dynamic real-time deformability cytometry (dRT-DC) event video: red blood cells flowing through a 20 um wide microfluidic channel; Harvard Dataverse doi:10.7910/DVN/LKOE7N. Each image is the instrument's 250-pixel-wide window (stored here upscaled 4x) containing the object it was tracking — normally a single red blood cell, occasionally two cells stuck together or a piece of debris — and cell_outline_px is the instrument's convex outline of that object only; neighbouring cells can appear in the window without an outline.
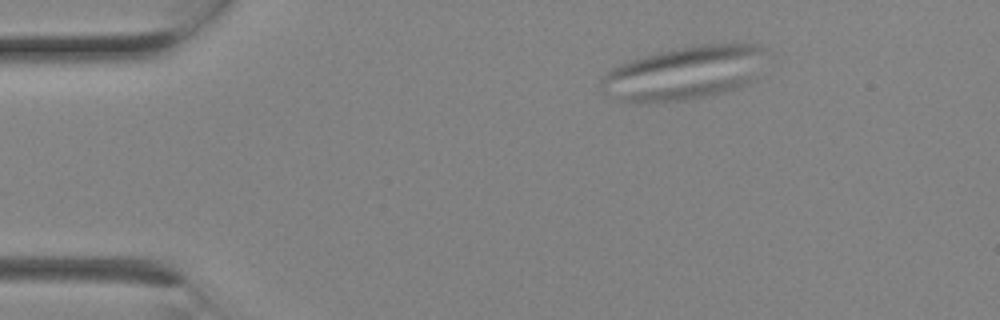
{"species": "Egyptian fruit bat (a non-hibernating species)", "species_latin": "Rousettus aegyptiacus", "temperature_condition": "room temperature", "stored_images_in_passage": 1, "camera_frame_rate_fps": 3000, "um_per_image_px": 0.085, "animal": {"sex": "female"}, "frame": {"image": 1, "passage_image": 1, "time_ms": 0.0, "image_size_px": [1000, 320], "cell_outline_px": [[756, 80], [740, 88], [692, 100], [620, 100], [620, 96], [644, 88], [740, 76], [748, 76]], "centroid_in_image_um": [58.57, 7.62], "position_along_channel_um": 26.4, "area_um2": 12.6}}